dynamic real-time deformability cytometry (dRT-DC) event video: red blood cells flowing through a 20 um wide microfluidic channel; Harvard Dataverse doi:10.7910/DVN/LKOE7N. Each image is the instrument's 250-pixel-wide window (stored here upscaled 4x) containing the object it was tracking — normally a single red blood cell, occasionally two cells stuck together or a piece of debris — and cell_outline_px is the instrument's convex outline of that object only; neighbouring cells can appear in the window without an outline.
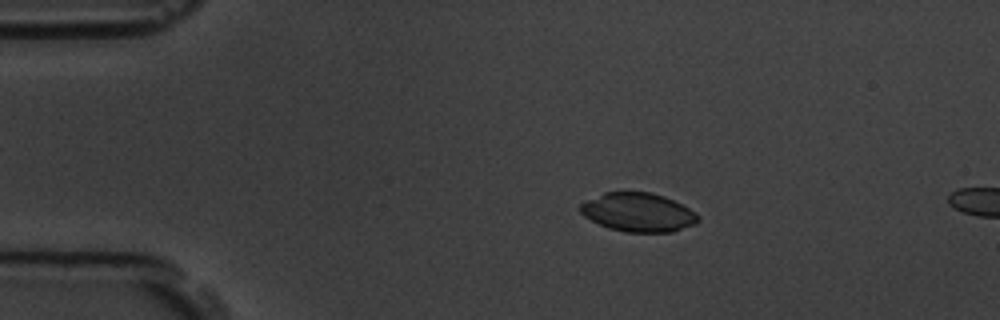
{"species": "common noctule bat (a hibernating species)", "species_latin": "Nyctalus noctula", "temperature_condition": "room temperature", "stored_images_in_passage": 15, "camera_frame_rate_fps": 3000, "um_per_image_px": 0.085, "animal": {"sex": "male", "body_mass_g": 19.5, "forearm_length_mm": 54.6}, "frame": {"image": 1, "passage_image": 11, "time_ms": 3.333, "image_size_px": [1000, 320], "cell_outline_px": [[700, 220], [696, 224], [672, 232], [624, 232], [608, 228], [584, 216], [580, 212], [580, 204], [604, 192], [652, 192], [664, 196], [696, 212], [700, 216]], "centroid_in_image_um": [54.27, 18.05], "position_along_channel_um": 30.7, "area_um2": 26.59}}